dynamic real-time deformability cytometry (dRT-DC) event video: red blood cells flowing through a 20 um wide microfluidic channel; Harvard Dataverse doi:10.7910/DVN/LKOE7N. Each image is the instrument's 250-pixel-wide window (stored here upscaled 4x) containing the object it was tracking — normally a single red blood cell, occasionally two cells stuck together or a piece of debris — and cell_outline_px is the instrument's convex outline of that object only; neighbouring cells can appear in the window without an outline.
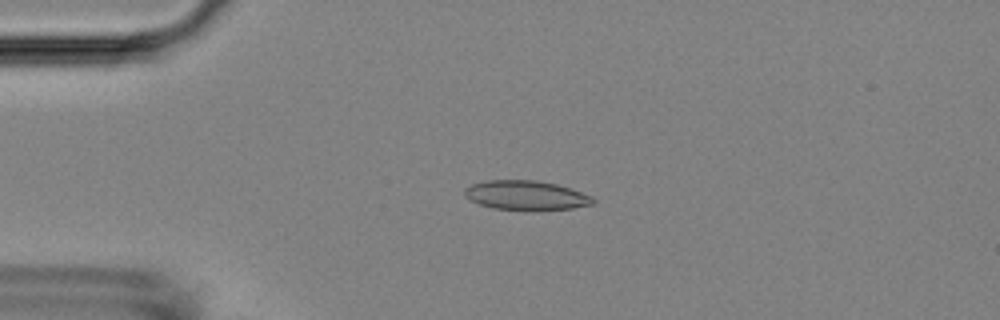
{"species": "Egyptian fruit bat (a non-hibernating species)", "species_latin": "Rousettus aegyptiacus", "temperature_condition": "room temperature", "stored_images_in_passage": 47, "camera_frame_rate_fps": 3000, "um_per_image_px": 0.085, "animal": {"sex": "female"}, "frame": {"image": 1, "passage_image": 6, "time_ms": 1.667, "image_size_px": [1000, 320], "cell_outline_px": [[596, 200], [592, 204], [572, 208], [532, 212], [492, 208], [480, 204], [472, 200], [464, 192], [464, 188], [472, 184], [488, 180], [536, 180], [556, 184], [592, 196]], "centroid_in_image_um": [44.73, 16.63], "position_along_channel_um": 40.3, "area_um2": 22.2}}
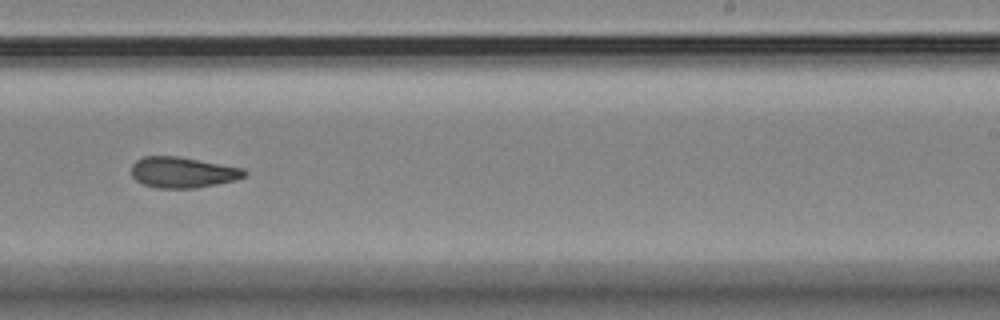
{"frame": {"image": 2, "passage_image": 27, "time_ms": 8.667, "image_size_px": [1000, 320], "cell_outline_px": [[248, 172], [244, 176], [236, 180], [196, 188], [156, 188], [144, 184], [136, 180], [132, 176], [132, 164], [136, 160], [144, 156], [176, 156], [244, 168]], "centroid_in_image_um": [15.53, 14.65], "position_along_channel_um": 273.5, "area_um2": 20.23}}
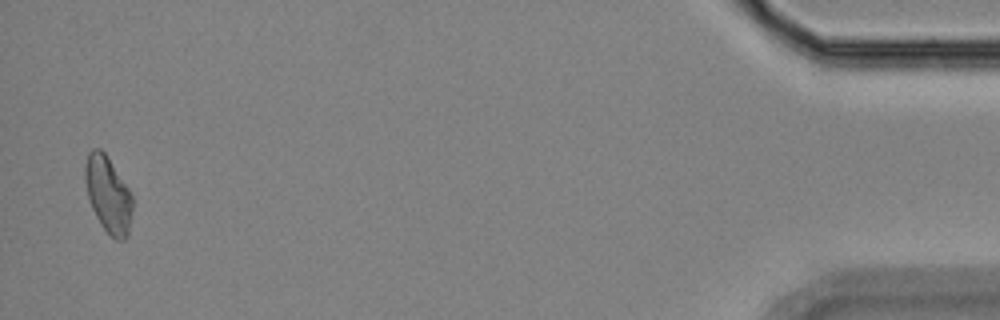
{"frame": {"image": 3, "passage_image": 46, "time_ms": 15.0, "image_size_px": [1000, 320], "cell_outline_px": [[132, 208], [128, 236], [124, 240], [116, 240], [100, 224], [88, 200], [84, 180], [84, 168], [88, 152], [92, 148], [100, 148], [104, 152], [128, 188], [132, 196]], "centroid_in_image_um": [9.16, 16.53], "position_along_channel_um": 426.0, "area_um2": 20.98}, "authors_computed_cell_mechanics": {"area_um2": 20.5768, "velocity_mm_per_s": 3.7167, "shape_relaxation_time_tau1_ms": null, "shape_relaxation_time_tau2_ms": 3.0045, "deformation_change_tau1": null, "deformation_change_tau2": 0.1022}}